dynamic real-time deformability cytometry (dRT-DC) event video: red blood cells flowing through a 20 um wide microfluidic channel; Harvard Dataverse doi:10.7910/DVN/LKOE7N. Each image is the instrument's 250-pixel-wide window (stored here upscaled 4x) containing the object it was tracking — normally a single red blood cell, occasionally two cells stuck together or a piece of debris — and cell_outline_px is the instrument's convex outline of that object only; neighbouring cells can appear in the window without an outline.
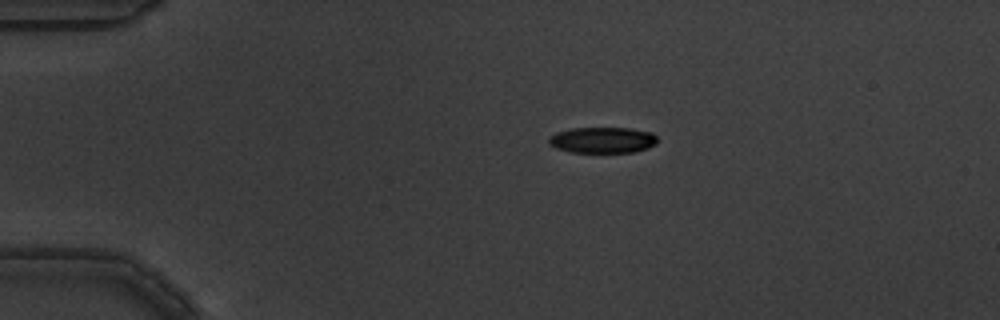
{"species": "common noctule bat (a hibernating species)", "species_latin": "Nyctalus noctula", "temperature_condition": "warm", "stored_images_in_passage": 4, "camera_frame_rate_fps": 3000, "um_per_image_px": 0.085, "animal": {"sex": "male", "body_mass_g": 19.5, "forearm_length_mm": 54.6}, "frame": {"image": 1, "passage_image": 1, "time_ms": 0.0, "image_size_px": [1000, 320], "cell_outline_px": [[656, 144], [648, 148], [636, 152], [568, 152], [556, 148], [548, 144], [548, 136], [556, 132], [572, 128], [628, 128], [652, 132], [656, 136]], "centroid_in_image_um": [51.19, 11.9], "position_along_channel_um": 33.8, "area_um2": 16.59}}
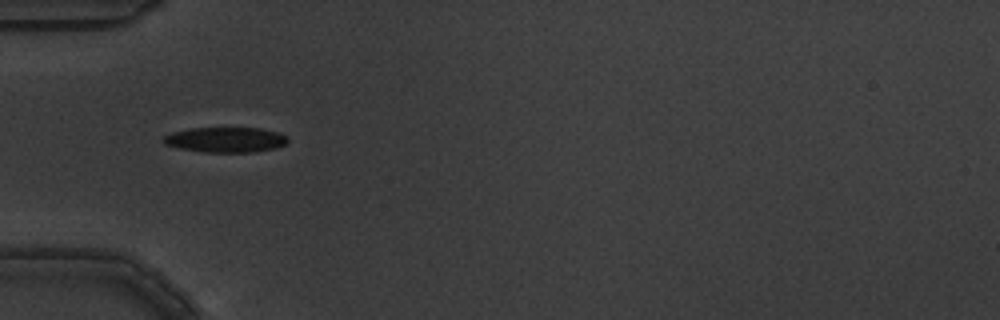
{"frame": {"image": 2, "passage_image": 3, "time_ms": 0.667, "image_size_px": [1000, 320], "cell_outline_px": [[288, 144], [276, 148], [252, 152], [204, 152], [180, 148], [164, 144], [160, 140], [164, 136], [172, 132], [188, 128], [260, 128], [280, 132], [288, 136]], "centroid_in_image_um": [19.2, 11.87], "position_along_channel_um": 65.8, "area_um2": 18.5}}